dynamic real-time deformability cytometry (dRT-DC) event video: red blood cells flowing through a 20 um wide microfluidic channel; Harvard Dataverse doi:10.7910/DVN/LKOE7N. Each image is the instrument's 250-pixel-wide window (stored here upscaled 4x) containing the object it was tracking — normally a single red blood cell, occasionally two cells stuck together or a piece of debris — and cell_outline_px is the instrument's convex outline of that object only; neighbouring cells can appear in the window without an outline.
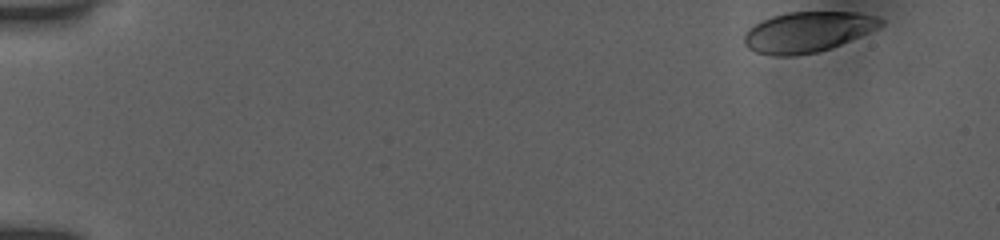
{"species": "human", "species_latin": "Homo sapiens", "temperature_condition": "room temperature", "stored_images_in_passage": 45, "camera_frame_rate_fps": 3000, "um_per_image_px": 0.085, "donor": {"sex": "female"}, "frame": {"image": 1, "passage_image": 1, "time_ms": 0.0, "image_size_px": [1000, 240], "cell_outline_px": [[884, 24], [868, 32], [840, 44], [816, 52], [792, 56], [772, 56], [756, 52], [748, 48], [744, 44], [744, 36], [748, 28], [772, 16], [788, 12], [860, 12], [880, 16], [884, 20]], "centroid_in_image_um": [68.65, 2.7], "position_along_channel_um": 16.3, "area_um2": 32.02}}
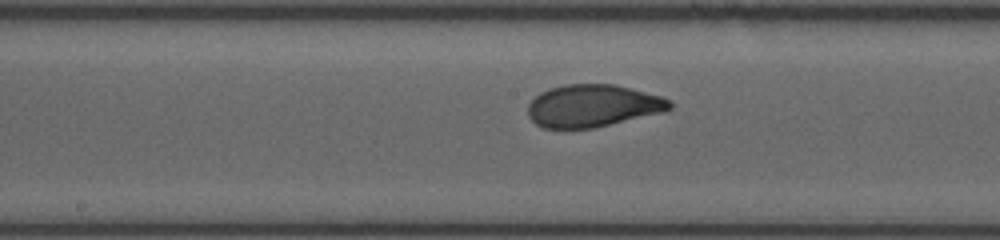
{"frame": {"image": 2, "passage_image": 26, "time_ms": 8.333, "image_size_px": [1000, 240], "cell_outline_px": [[672, 108], [664, 112], [592, 128], [544, 128], [536, 124], [528, 116], [528, 104], [540, 92], [548, 88], [564, 84], [616, 84], [664, 96], [672, 104]], "centroid_in_image_um": [50.4, 8.98], "position_along_channel_um": 197.8, "area_um2": 35.2}}
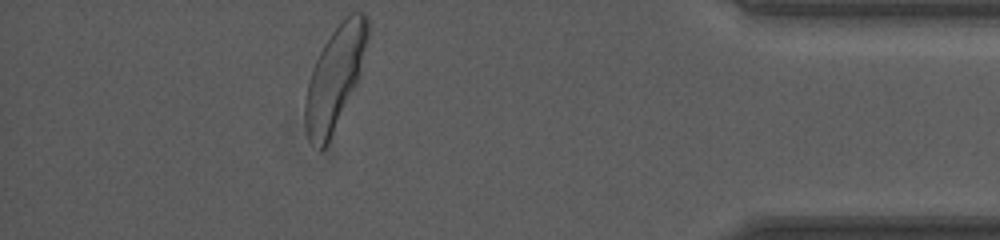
{"frame": {"image": 3, "passage_image": 45, "time_ms": 14.667, "image_size_px": [1000, 240], "cell_outline_px": [[368, 36], [360, 76], [328, 144], [320, 152], [308, 140], [304, 116], [304, 100], [308, 80], [312, 68], [324, 44], [332, 32], [352, 12], [364, 12], [368, 16]], "centroid_in_image_um": [28.45, 6.65], "position_along_channel_um": 406.8, "area_um2": 37.17}, "authors_computed_cell_mechanics": {"area_um2": 35.2002, "velocity_mm_per_s": 3.9108, "shape_relaxation_time_tau1_ms": 3.5236, "shape_relaxation_time_tau2_ms": null, "deformation_change_tau1": 0.1671, "deformation_change_tau2": null}}